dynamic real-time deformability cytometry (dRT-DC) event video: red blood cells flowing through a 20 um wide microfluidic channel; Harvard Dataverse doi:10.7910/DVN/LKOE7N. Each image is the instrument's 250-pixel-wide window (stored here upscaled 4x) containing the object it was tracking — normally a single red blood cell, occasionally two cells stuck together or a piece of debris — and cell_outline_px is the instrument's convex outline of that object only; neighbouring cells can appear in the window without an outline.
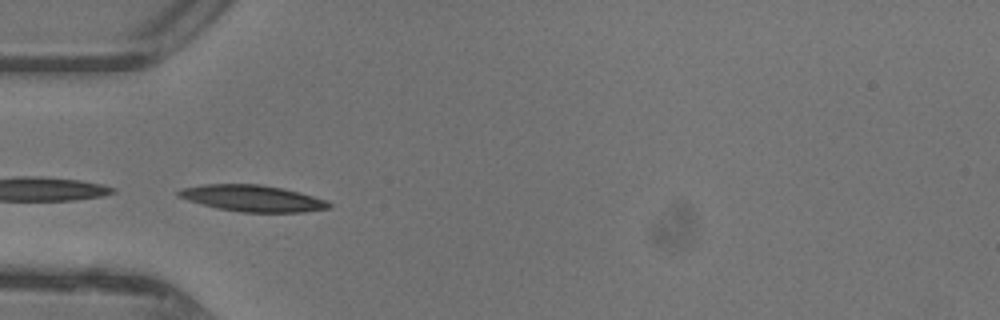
{"species": "common noctule bat (a hibernating species)", "species_latin": "Nyctalus noctula", "temperature_condition": "warm", "stored_images_in_passage": 8, "camera_frame_rate_fps": 3000, "um_per_image_px": 0.085, "animal": {"sex": "female"}, "frame": {"image": 1, "passage_image": 1, "time_ms": 0.0, "image_size_px": [1000, 320], "cell_outline_px": [[332, 208], [304, 212], [240, 212], [216, 208], [188, 200], [176, 196], [176, 192], [184, 188], [204, 184], [260, 184], [284, 188], [300, 192], [328, 200], [332, 204]], "centroid_in_image_um": [21.51, 16.86], "position_along_channel_um": 63.5, "area_um2": 23.35}}
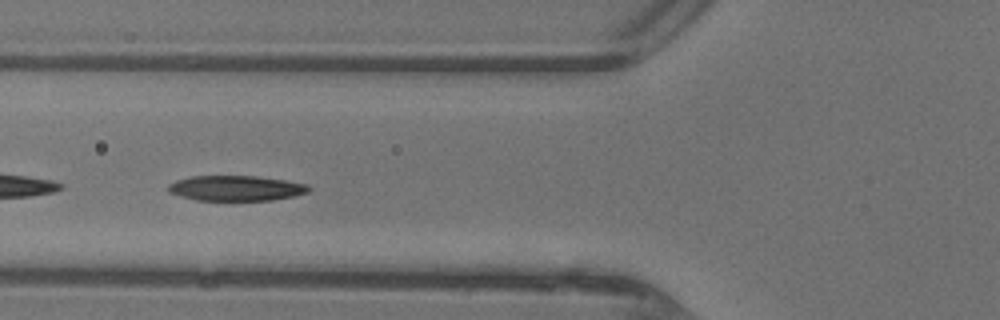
{"frame": {"image": 2, "passage_image": 4, "time_ms": 1.0, "image_size_px": [1000, 320], "cell_outline_px": [[312, 188], [308, 192], [292, 196], [272, 200], [196, 200], [180, 196], [168, 192], [168, 184], [176, 180], [192, 176], [256, 176], [284, 180], [308, 184]], "centroid_in_image_um": [20.05, 15.99], "position_along_channel_um": 105.7, "area_um2": 20.63}}
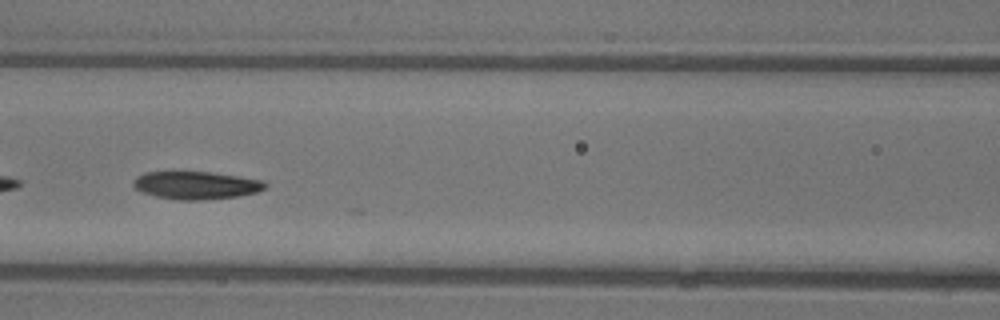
{"frame": {"image": 3, "passage_image": 7, "time_ms": 2.0, "image_size_px": [1000, 320], "cell_outline_px": [[268, 184], [264, 188], [256, 192], [236, 196], [204, 200], [176, 200], [156, 196], [140, 192], [132, 184], [132, 180], [136, 176], [144, 172], [212, 172], [264, 180]], "centroid_in_image_um": [16.63, 15.74], "position_along_channel_um": 150.0, "area_um2": 21.44}}